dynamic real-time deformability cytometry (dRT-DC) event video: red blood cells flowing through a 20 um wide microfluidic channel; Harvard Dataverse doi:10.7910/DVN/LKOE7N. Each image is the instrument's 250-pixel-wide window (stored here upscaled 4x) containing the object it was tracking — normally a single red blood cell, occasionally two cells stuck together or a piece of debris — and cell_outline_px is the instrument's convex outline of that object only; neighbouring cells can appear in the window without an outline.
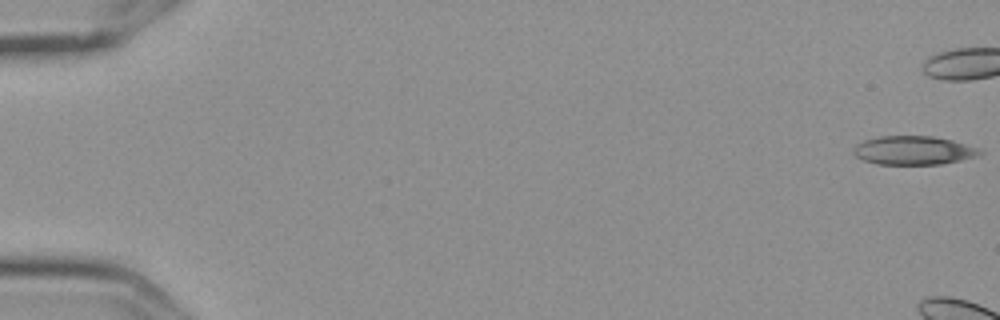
{"species": "Egyptian fruit bat (a non-hibernating species)", "species_latin": "Rousettus aegyptiacus", "temperature_condition": "cold", "stored_images_in_passage": 8, "camera_frame_rate_fps": 3000, "um_per_image_px": 0.085, "frame": {"image": 1, "passage_image": 1, "time_ms": 0.0, "image_size_px": [1000, 320], "cell_outline_px": [[984, 152], [976, 156], [960, 160], [940, 164], [876, 164], [864, 160], [856, 156], [852, 152], [852, 148], [856, 144], [864, 140], [880, 136], [932, 136], [952, 140], [976, 148]], "centroid_in_image_um": [77.59, 12.78], "position_along_channel_um": 7.4, "area_um2": 20.98}}